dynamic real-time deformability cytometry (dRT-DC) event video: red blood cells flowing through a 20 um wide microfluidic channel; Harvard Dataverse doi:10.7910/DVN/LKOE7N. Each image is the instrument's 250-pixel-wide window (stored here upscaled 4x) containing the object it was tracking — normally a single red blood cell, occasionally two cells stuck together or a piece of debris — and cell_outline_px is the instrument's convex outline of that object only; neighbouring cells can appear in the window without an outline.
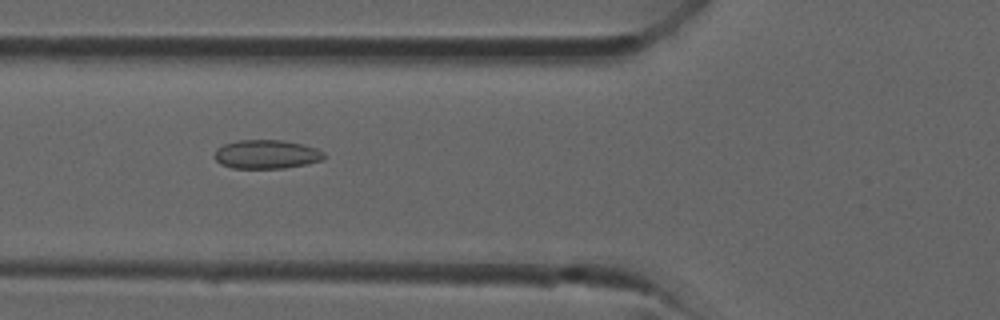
{"species": "common noctule bat (a hibernating species)", "species_latin": "Nyctalus noctula", "temperature_condition": "room temperature", "stored_images_in_passage": 25, "camera_frame_rate_fps": 3000, "um_per_image_px": 0.085, "animal": {"sex": "male", "forearm_length_mm": 52.5}, "frame": {"image": 1, "passage_image": 3, "time_ms": 0.667, "image_size_px": [1000, 320], "cell_outline_px": [[324, 160], [308, 164], [284, 168], [232, 168], [220, 164], [212, 156], [216, 148], [224, 144], [240, 140], [280, 140], [304, 144], [316, 148], [324, 152]], "centroid_in_image_um": [22.64, 13.12], "position_along_channel_um": 103.2, "area_um2": 18.61}}
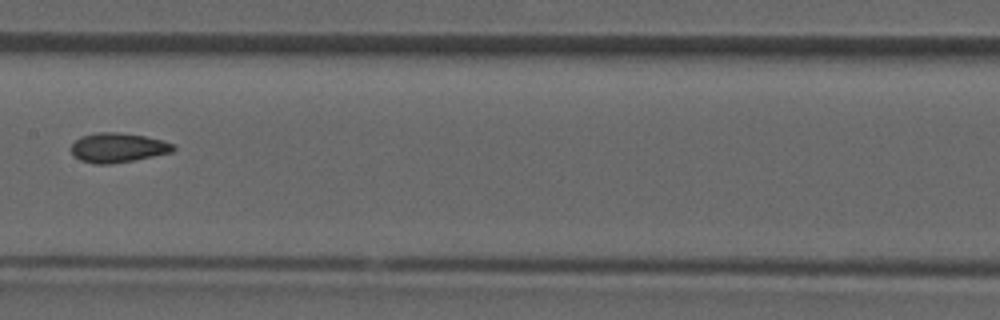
{"frame": {"image": 2, "passage_image": 8, "time_ms": 2.333, "image_size_px": [1000, 320], "cell_outline_px": [[176, 148], [172, 152], [112, 164], [92, 164], [80, 160], [72, 156], [72, 144], [80, 136], [100, 132], [116, 132], [144, 136], [164, 140], [172, 144]], "centroid_in_image_um": [9.99, 12.55], "position_along_channel_um": 197.4, "area_um2": 17.51}}
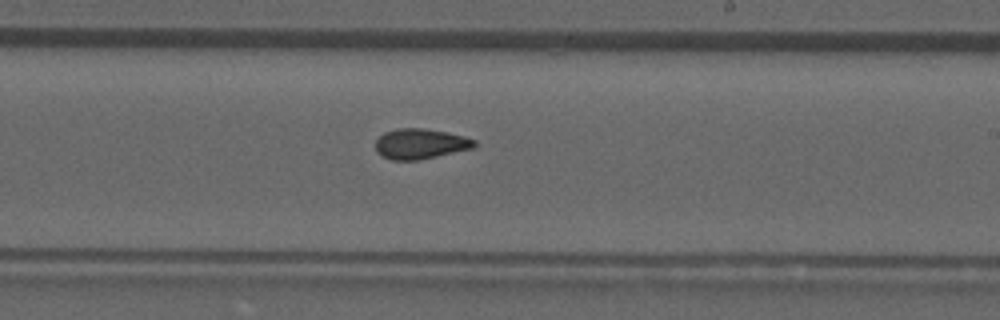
{"frame": {"image": 3, "passage_image": 11, "time_ms": 3.333, "image_size_px": [1000, 320], "cell_outline_px": [[476, 148], [420, 160], [392, 160], [380, 156], [376, 152], [376, 140], [384, 132], [396, 128], [420, 128], [448, 132], [464, 136], [476, 140]], "centroid_in_image_um": [35.74, 12.23], "position_along_channel_um": 253.3, "area_um2": 17.74}}